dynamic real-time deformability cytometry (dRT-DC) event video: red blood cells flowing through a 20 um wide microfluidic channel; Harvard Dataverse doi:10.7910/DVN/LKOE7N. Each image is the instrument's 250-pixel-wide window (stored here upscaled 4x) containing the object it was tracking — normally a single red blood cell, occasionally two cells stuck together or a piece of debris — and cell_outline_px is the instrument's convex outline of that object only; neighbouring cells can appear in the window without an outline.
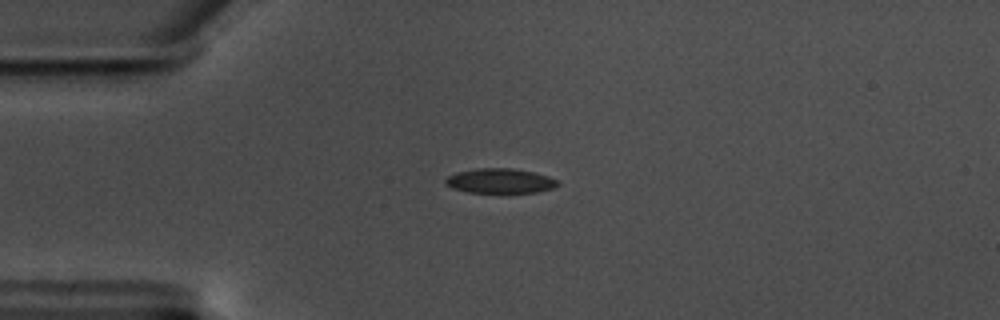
{"species": "common noctule bat (a hibernating species)", "species_latin": "Nyctalus noctula", "temperature_condition": "warm", "stored_images_in_passage": 56, "camera_frame_rate_fps": 3000, "um_per_image_px": 0.085, "animal": {"sex": "male", "body_mass_g": 17.5, "forearm_length_mm": 52.3}, "frame": {"image": 1, "passage_image": 12, "time_ms": 3.667, "image_size_px": [1000, 320], "cell_outline_px": [[560, 184], [552, 188], [536, 192], [468, 192], [452, 188], [444, 184], [444, 180], [448, 176], [456, 172], [480, 168], [512, 168], [532, 172], [548, 176], [556, 180]], "centroid_in_image_um": [42.47, 15.37], "position_along_channel_um": 42.5, "area_um2": 16.01}}
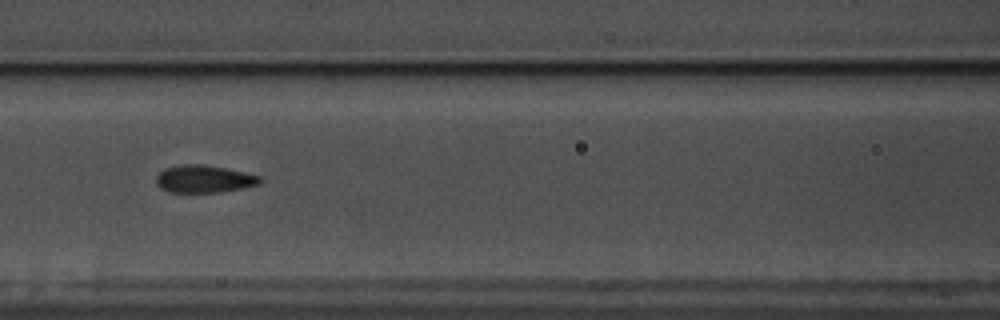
{"frame": {"image": 2, "passage_image": 23, "time_ms": 7.333, "image_size_px": [1000, 320], "cell_outline_px": [[264, 180], [260, 184], [220, 192], [168, 192], [160, 188], [156, 184], [156, 176], [164, 168], [184, 164], [200, 164], [228, 168], [260, 176]], "centroid_in_image_um": [17.34, 15.21], "position_along_channel_um": 149.3, "area_um2": 16.7}}
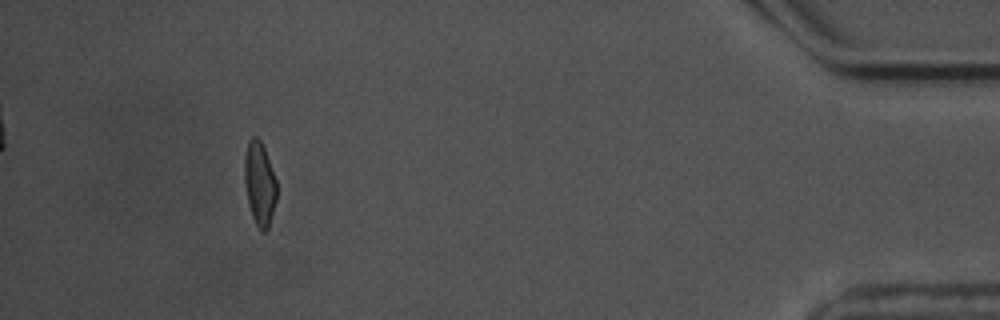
{"frame": {"image": 3, "passage_image": 51, "time_ms": 16.667, "image_size_px": [1000, 320], "cell_outline_px": [[276, 200], [268, 228], [264, 232], [260, 232], [252, 216], [248, 204], [244, 184], [244, 156], [248, 140], [252, 136], [256, 136], [260, 140], [264, 148], [276, 180]], "centroid_in_image_um": [22.04, 15.6], "position_along_channel_um": 413.2, "area_um2": 15.78}, "authors_computed_cell_mechanics": {"area_um2": 16.3574, "velocity_mm_per_s": 3.523, "shape_relaxation_time_tau1_ms": 4.0052, "shape_relaxation_time_tau2_ms": 1.4663, "deformation_change_tau1": 0.1456, "deformation_change_tau2": 0.0706}}